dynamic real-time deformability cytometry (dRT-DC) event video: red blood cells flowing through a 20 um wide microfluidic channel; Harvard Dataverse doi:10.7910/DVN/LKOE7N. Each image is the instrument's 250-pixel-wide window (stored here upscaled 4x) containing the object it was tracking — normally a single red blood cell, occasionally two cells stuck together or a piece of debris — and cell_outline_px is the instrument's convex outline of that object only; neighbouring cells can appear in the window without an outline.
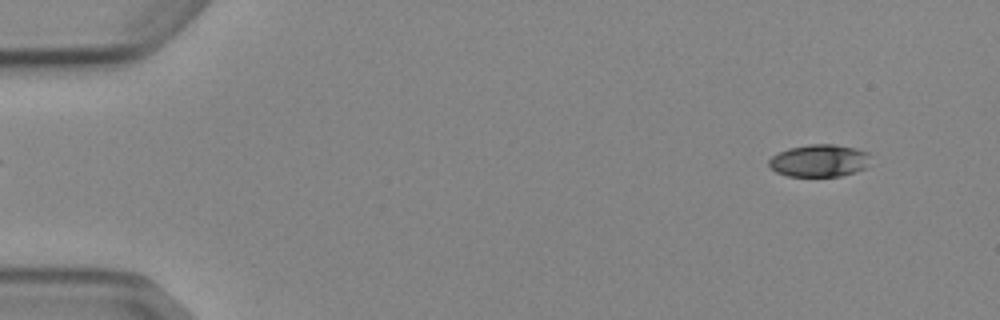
{"species": "Egyptian fruit bat (a non-hibernating species)", "species_latin": "Rousettus aegyptiacus", "temperature_condition": "cold", "stored_images_in_passage": 5, "segment_of_instrument_passage": [2, 2], "camera_frame_rate_fps": 3000, "um_per_image_px": 0.085, "animal": {"sex": "female"}, "frame": {"image": 1, "passage_image": 5, "time_ms": 5.333, "image_size_px": [1000, 320], "cell_outline_px": [[868, 152], [864, 168], [856, 172], [840, 176], [788, 176], [776, 172], [768, 164], [768, 160], [772, 156], [788, 148], [812, 144], [832, 144], [856, 148]], "centroid_in_image_um": [69.59, 13.65], "position_along_channel_um": 15.4, "area_um2": 18.9}}